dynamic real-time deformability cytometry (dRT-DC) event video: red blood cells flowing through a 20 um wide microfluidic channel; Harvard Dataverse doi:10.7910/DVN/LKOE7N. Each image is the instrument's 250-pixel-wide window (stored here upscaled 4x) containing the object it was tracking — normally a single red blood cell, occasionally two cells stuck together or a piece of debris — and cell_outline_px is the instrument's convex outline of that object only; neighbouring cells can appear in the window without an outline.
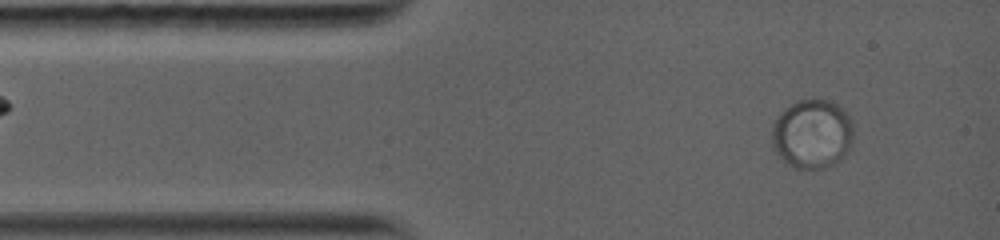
{"species": "common noctule bat (a hibernating species)", "species_latin": "Nyctalus noctula", "temperature_condition": "warm", "stored_images_in_passage": 43, "camera_frame_rate_fps": 5000, "um_per_image_px": 0.085, "animal": {"sex": "female", "body_mass_g": 19.0, "forearm_length_mm": 56.7}, "frame": {"image": 1, "passage_image": 4, "time_ms": 1.0, "image_size_px": [1000, 240], "cell_outline_px": [[852, 140], [848, 148], [840, 160], [824, 168], [792, 168], [780, 156], [772, 140], [772, 124], [784, 108], [796, 100], [832, 100], [848, 116], [852, 124]], "centroid_in_image_um": [69.02, 11.37], "position_along_channel_um": 16.0, "area_um2": 32.43}}
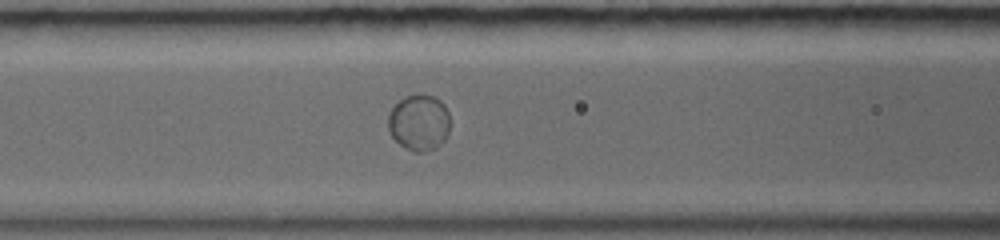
{"frame": {"image": 2, "passage_image": 23, "time_ms": 5.2, "image_size_px": [1000, 240], "cell_outline_px": [[448, 132], [444, 140], [436, 148], [424, 152], [416, 152], [404, 148], [388, 132], [388, 112], [404, 96], [432, 96], [440, 100], [444, 104], [448, 112]], "centroid_in_image_um": [35.6, 10.44], "position_along_channel_um": 131.0, "area_um2": 20.06}}
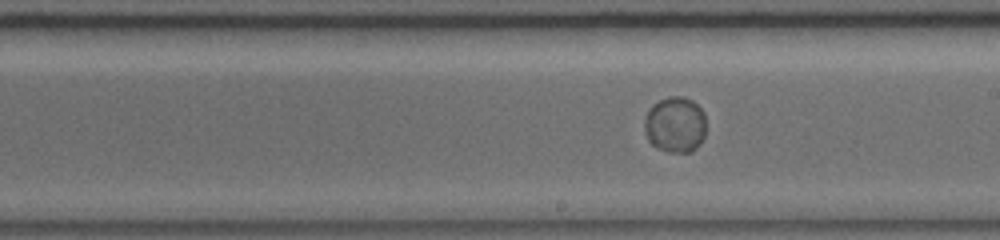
{"frame": {"image": 3, "passage_image": 43, "time_ms": 7.8, "image_size_px": [1000, 240], "cell_outline_px": [[704, 136], [700, 144], [692, 152], [668, 152], [656, 148], [648, 140], [644, 132], [644, 116], [652, 104], [668, 96], [684, 96], [692, 100], [704, 112]], "centroid_in_image_um": [57.36, 10.59], "position_along_channel_um": 231.6, "area_um2": 20.35}}